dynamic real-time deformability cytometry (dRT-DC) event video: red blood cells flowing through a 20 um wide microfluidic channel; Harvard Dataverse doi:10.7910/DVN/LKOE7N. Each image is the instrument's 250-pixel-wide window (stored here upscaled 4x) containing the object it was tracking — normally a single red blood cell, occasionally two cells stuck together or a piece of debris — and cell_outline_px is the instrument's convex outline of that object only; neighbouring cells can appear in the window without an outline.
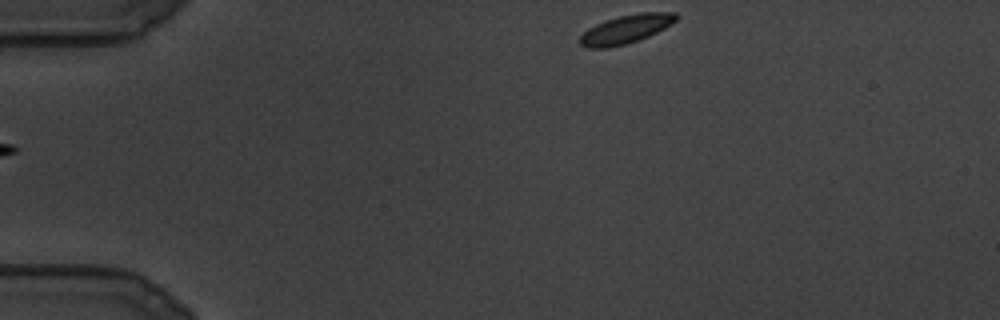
{"species": "common noctule bat (a hibernating species)", "species_latin": "Nyctalus noctula", "temperature_condition": "cold", "stored_images_in_passage": 91, "camera_frame_rate_fps": 3000, "um_per_image_px": 0.085, "animal": {"sex": "male", "body_mass_g": 19.5, "forearm_length_mm": 54.6}, "frame": {"image": 1, "passage_image": 1, "time_ms": 0.0, "image_size_px": [1000, 320], "cell_outline_px": [[680, 16], [676, 20], [664, 28], [640, 40], [608, 48], [588, 48], [580, 44], [576, 40], [588, 28], [604, 20], [620, 16], [640, 12], [676, 12]], "centroid_in_image_um": [53.18, 2.48], "position_along_channel_um": 31.8, "area_um2": 16.13}}
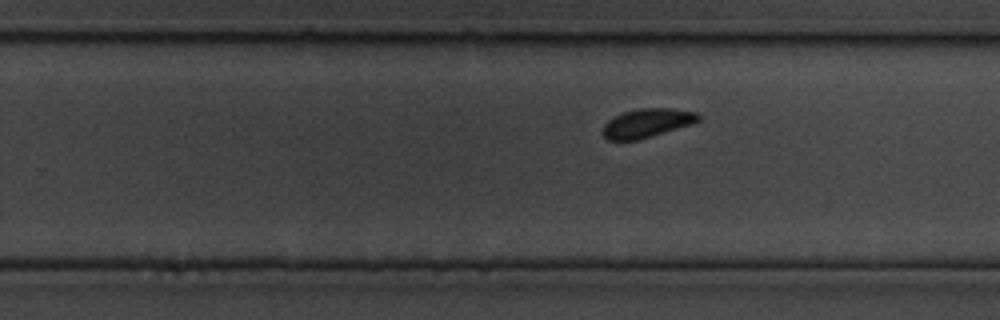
{"frame": {"image": 2, "passage_image": 51, "time_ms": 16.667, "image_size_px": [1000, 320], "cell_outline_px": [[700, 120], [692, 124], [636, 140], [608, 140], [600, 132], [604, 124], [608, 120], [624, 112], [640, 108], [668, 108], [696, 112], [700, 116]], "centroid_in_image_um": [54.97, 10.46], "position_along_channel_um": 274.8, "area_um2": 15.9}}
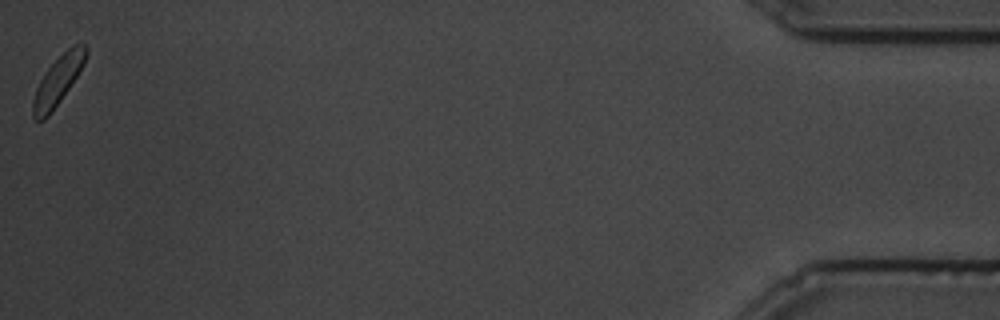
{"frame": {"image": 3, "passage_image": 91, "time_ms": 30.0, "image_size_px": [1000, 320], "cell_outline_px": [[88, 52], [84, 64], [60, 100], [48, 116], [44, 120], [36, 120], [32, 116], [32, 100], [36, 88], [40, 80], [48, 68], [72, 44], [84, 44], [88, 48]], "centroid_in_image_um": [4.91, 6.85], "position_along_channel_um": 430.3, "area_um2": 14.74}}